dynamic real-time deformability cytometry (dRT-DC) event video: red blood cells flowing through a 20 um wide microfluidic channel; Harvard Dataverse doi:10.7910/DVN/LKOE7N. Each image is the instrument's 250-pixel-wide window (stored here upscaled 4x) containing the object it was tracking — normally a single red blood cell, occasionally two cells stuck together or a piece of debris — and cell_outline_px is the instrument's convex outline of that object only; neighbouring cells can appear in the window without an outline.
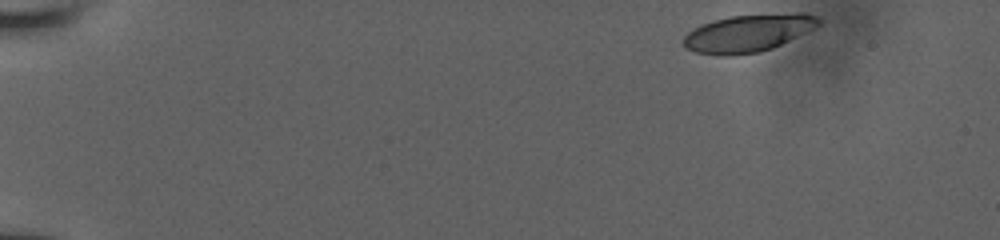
{"species": "human", "species_latin": "Homo sapiens", "temperature_condition": "room temperature", "stored_images_in_passage": 49, "camera_frame_rate_fps": 3000, "um_per_image_px": 0.085, "donor": {"sex": "male"}, "frame": {"image": 1, "passage_image": 1, "time_ms": 0.0, "image_size_px": [1000, 240], "cell_outline_px": [[820, 24], [772, 48], [760, 52], [732, 56], [716, 56], [696, 52], [684, 48], [684, 36], [688, 32], [704, 24], [716, 20], [732, 16], [800, 12], [804, 12], [816, 16], [820, 20]], "centroid_in_image_um": [63.57, 2.83], "position_along_channel_um": 21.4, "area_um2": 29.19}}
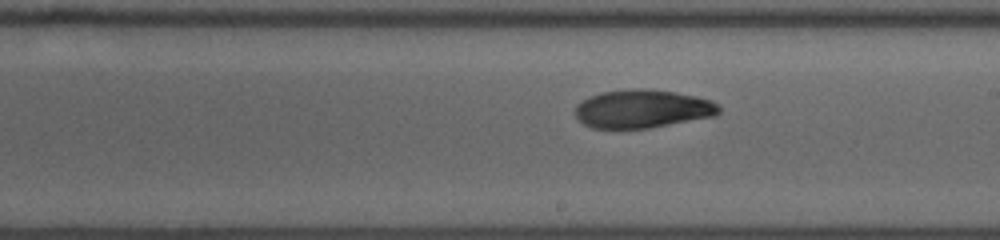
{"frame": {"image": 2, "passage_image": 28, "time_ms": 9.0, "image_size_px": [1000, 240], "cell_outline_px": [[720, 112], [716, 116], [648, 128], [592, 128], [584, 124], [576, 116], [576, 104], [588, 96], [600, 92], [632, 88], [640, 88], [676, 92], [696, 96], [712, 100], [720, 108]], "centroid_in_image_um": [54.61, 9.24], "position_along_channel_um": 234.4, "area_um2": 32.19}}
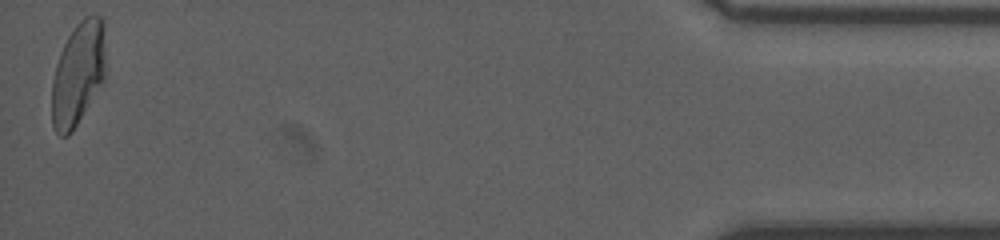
{"frame": {"image": 3, "passage_image": 49, "time_ms": 16.0, "image_size_px": [1000, 240], "cell_outline_px": [[104, 80], [72, 132], [68, 136], [60, 136], [52, 128], [52, 80], [56, 64], [60, 52], [68, 36], [76, 24], [80, 20], [96, 12], [104, 16]], "centroid_in_image_um": [6.63, 6.24], "position_along_channel_um": 428.6, "area_um2": 32.54}, "authors_computed_cell_mechanics": {"area_um2": 31.79, "velocity_mm_per_s": 3.9175, "shape_relaxation_time_tau1_ms": null, "shape_relaxation_time_tau2_ms": 2.8431, "deformation_change_tau1": null, "deformation_change_tau2": 0.0775}}